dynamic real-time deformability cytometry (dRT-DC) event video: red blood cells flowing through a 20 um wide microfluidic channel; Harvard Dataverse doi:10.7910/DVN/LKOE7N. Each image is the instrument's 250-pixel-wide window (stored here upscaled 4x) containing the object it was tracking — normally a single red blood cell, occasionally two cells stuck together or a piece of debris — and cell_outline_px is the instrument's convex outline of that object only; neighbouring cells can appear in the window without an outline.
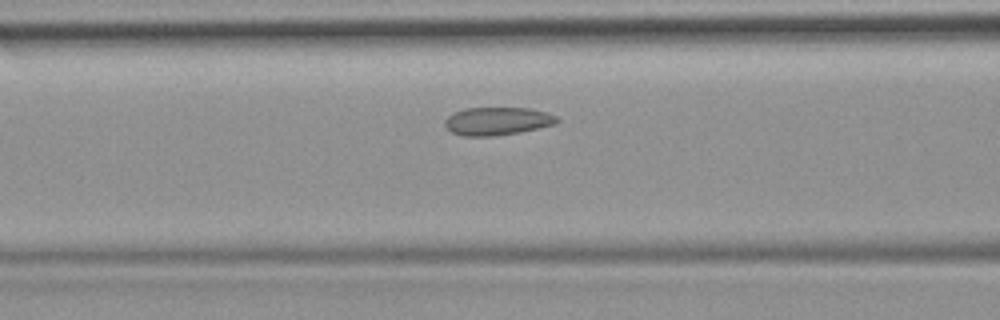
{"species": "common noctule bat (a hibernating species)", "species_latin": "Nyctalus noctula", "temperature_condition": "room temperature", "stored_images_in_passage": 43, "camera_frame_rate_fps": 3000, "um_per_image_px": 0.085, "animal": {"sex": "female", "body_mass_g": 19.9}, "frame": {"image": 1, "passage_image": 13, "time_ms": 4.0, "image_size_px": [1000, 320], "cell_outline_px": [[560, 120], [556, 124], [520, 132], [492, 136], [464, 136], [452, 132], [444, 124], [444, 120], [448, 116], [464, 108], [528, 108], [544, 112], [556, 116]], "centroid_in_image_um": [42.27, 10.3], "position_along_channel_um": 124.3, "area_um2": 18.15}}